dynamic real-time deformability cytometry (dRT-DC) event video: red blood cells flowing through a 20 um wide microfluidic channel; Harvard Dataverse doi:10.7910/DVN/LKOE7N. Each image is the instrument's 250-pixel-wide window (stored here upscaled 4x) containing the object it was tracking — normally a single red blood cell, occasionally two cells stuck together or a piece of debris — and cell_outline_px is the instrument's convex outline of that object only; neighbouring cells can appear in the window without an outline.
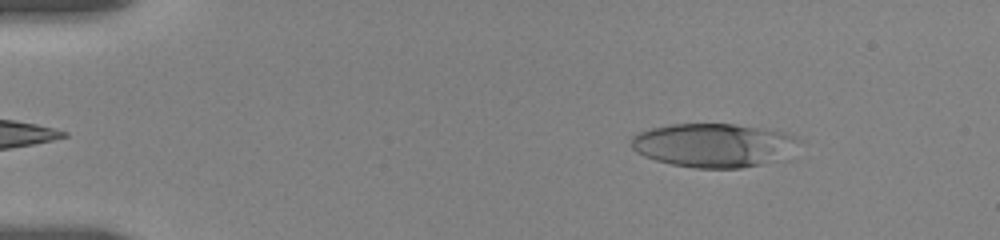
{"species": "human", "species_latin": "Homo sapiens", "temperature_condition": "room temperature", "stored_images_in_passage": 14, "camera_frame_rate_fps": 3000, "um_per_image_px": 0.085, "donor": {"sex": "female"}, "frame": {"image": 1, "passage_image": 3, "time_ms": 0.667, "image_size_px": [1000, 240], "cell_outline_px": [[804, 140], [760, 164], [740, 168], [696, 168], [672, 164], [656, 160], [644, 156], [636, 152], [632, 148], [632, 136], [640, 132], [652, 128], [672, 124], [736, 124], [784, 132], [796, 136]], "centroid_in_image_um": [60.54, 12.32], "position_along_channel_um": 24.5, "area_um2": 41.62}}
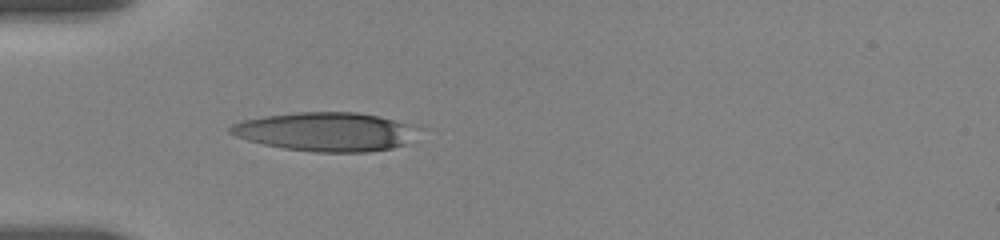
{"frame": {"image": 2, "passage_image": 14, "time_ms": 3.667, "image_size_px": [1000, 240], "cell_outline_px": [[408, 144], [392, 148], [368, 152], [316, 152], [284, 148], [264, 144], [248, 140], [236, 136], [228, 132], [228, 128], [232, 124], [244, 120], [264, 116], [296, 112], [356, 112], [380, 116], [404, 124], [408, 128]], "centroid_in_image_um": [27.53, 11.2], "position_along_channel_um": 57.5, "area_um2": 41.5}}